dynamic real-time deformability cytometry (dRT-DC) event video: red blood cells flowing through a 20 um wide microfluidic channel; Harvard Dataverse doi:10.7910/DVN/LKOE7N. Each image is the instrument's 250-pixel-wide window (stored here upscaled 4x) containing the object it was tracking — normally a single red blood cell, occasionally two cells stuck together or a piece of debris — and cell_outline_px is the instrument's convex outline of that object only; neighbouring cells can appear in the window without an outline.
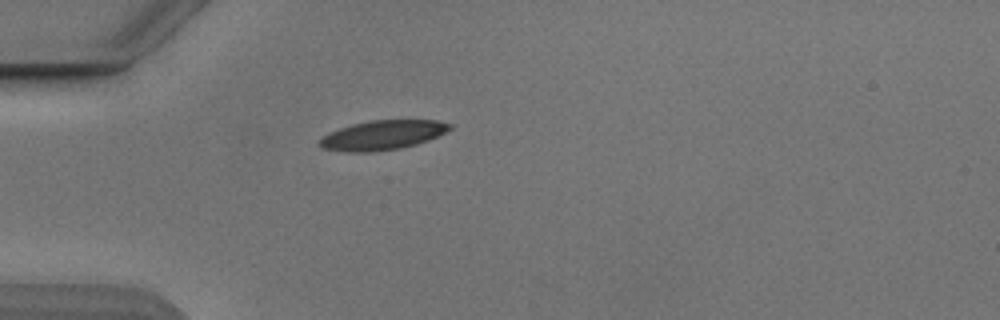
{"species": "Egyptian fruit bat (a non-hibernating species)", "species_latin": "Rousettus aegyptiacus", "temperature_condition": "cold", "stored_images_in_passage": 31, "camera_frame_rate_fps": 3000, "um_per_image_px": 0.085, "animal": {"sex": "male"}, "frame": {"image": 1, "passage_image": 1, "time_ms": 0.0, "image_size_px": [1000, 320], "cell_outline_px": [[452, 128], [428, 140], [416, 144], [400, 148], [372, 152], [348, 152], [320, 148], [316, 144], [328, 132], [352, 124], [372, 120], [436, 120], [452, 124]], "centroid_in_image_um": [32.47, 11.49], "position_along_channel_um": 52.5, "area_um2": 22.31}}
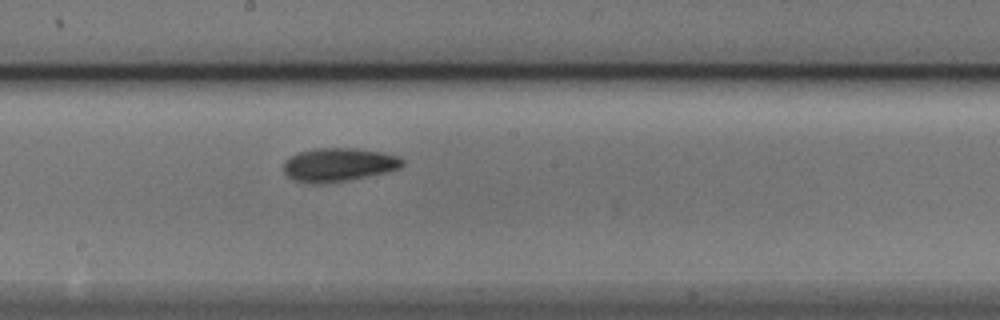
{"frame": {"image": 2, "passage_image": 15, "time_ms": 4.667, "image_size_px": [1000, 320], "cell_outline_px": [[404, 164], [400, 168], [384, 172], [348, 180], [316, 184], [296, 180], [288, 176], [284, 172], [284, 160], [288, 156], [300, 152], [316, 148], [356, 148], [384, 152], [396, 156], [404, 160]], "centroid_in_image_um": [28.77, 13.98], "position_along_channel_um": 219.4, "area_um2": 23.06}}
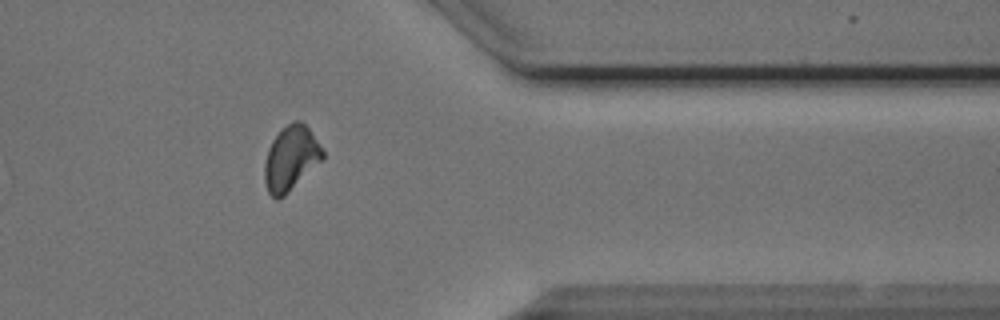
{"frame": {"image": 3, "passage_image": 29, "time_ms": 9.333, "image_size_px": [1000, 320], "cell_outline_px": [[324, 160], [284, 196], [276, 200], [268, 192], [264, 180], [264, 164], [268, 148], [272, 140], [280, 128], [292, 120], [300, 120], [308, 128], [324, 152]], "centroid_in_image_um": [24.71, 13.45], "position_along_channel_um": 386.7, "area_um2": 22.14}, "authors_computed_cell_mechanics": {"area_um2": 22.5998, "velocity_mm_per_s": 3.8595, "shape_relaxation_time_tau1_ms": 3.0301, "shape_relaxation_time_tau2_ms": 7.1276, "deformation_change_tau1": 0.1235, "deformation_change_tau2": 0.1402}}